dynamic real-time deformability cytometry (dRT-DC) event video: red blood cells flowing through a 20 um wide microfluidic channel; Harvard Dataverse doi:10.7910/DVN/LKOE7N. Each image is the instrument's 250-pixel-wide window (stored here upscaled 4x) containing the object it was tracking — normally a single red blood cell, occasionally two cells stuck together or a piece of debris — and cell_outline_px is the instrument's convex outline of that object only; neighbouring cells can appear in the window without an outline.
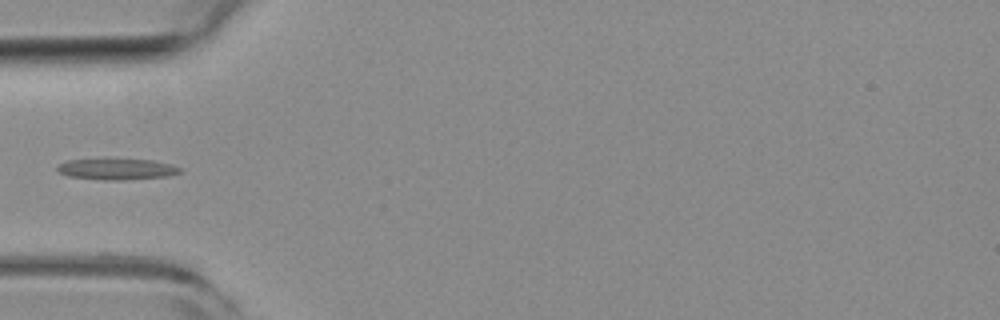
{"species": "common noctule bat (a hibernating species)", "species_latin": "Nyctalus noctula", "temperature_condition": "room temperature", "stored_images_in_passage": 37, "camera_frame_rate_fps": 3000, "um_per_image_px": 0.085, "animal": {"sex": "female", "body_mass_g": 19.3, "forearm_length_mm": 54.1}, "frame": {"image": 1, "passage_image": 1, "time_ms": 0.0, "image_size_px": [1000, 320], "cell_outline_px": [[180, 172], [168, 176], [124, 180], [104, 180], [68, 176], [56, 172], [56, 164], [68, 160], [152, 160], [172, 164], [180, 168]], "centroid_in_image_um": [9.88, 14.39], "position_along_channel_um": 75.1, "area_um2": 14.91}}
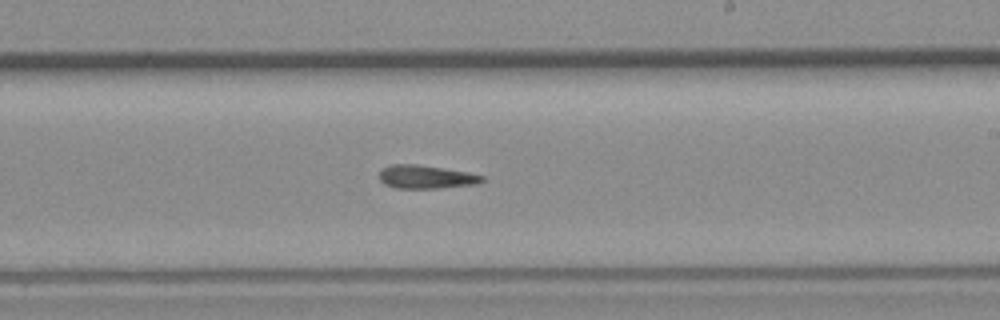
{"frame": {"image": 2, "passage_image": 15, "time_ms": 4.667, "image_size_px": [1000, 320], "cell_outline_px": [[484, 180], [476, 184], [436, 188], [396, 188], [384, 184], [380, 180], [380, 172], [388, 164], [416, 164], [468, 172], [484, 176]], "centroid_in_image_um": [36.19, 15.03], "position_along_channel_um": 252.8, "area_um2": 13.87}}
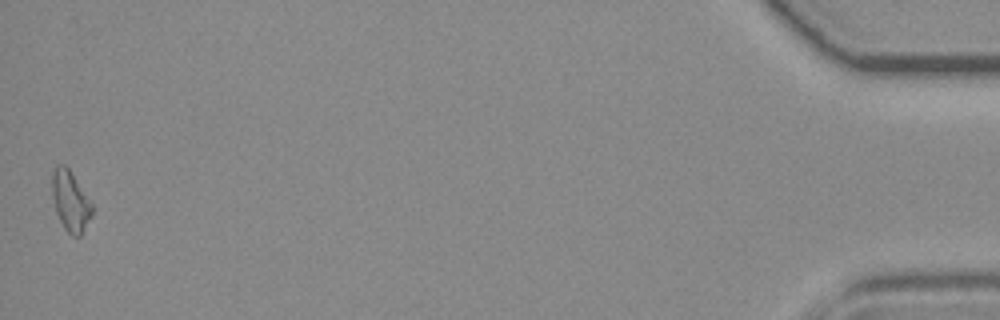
{"frame": {"image": 3, "passage_image": 37, "time_ms": 12.0, "image_size_px": [1000, 320], "cell_outline_px": [[92, 216], [80, 236], [72, 236], [64, 228], [56, 212], [52, 196], [52, 172], [56, 164], [64, 164], [68, 168], [92, 204]], "centroid_in_image_um": [5.97, 17.09], "position_along_channel_um": 429.2, "area_um2": 13.87}}